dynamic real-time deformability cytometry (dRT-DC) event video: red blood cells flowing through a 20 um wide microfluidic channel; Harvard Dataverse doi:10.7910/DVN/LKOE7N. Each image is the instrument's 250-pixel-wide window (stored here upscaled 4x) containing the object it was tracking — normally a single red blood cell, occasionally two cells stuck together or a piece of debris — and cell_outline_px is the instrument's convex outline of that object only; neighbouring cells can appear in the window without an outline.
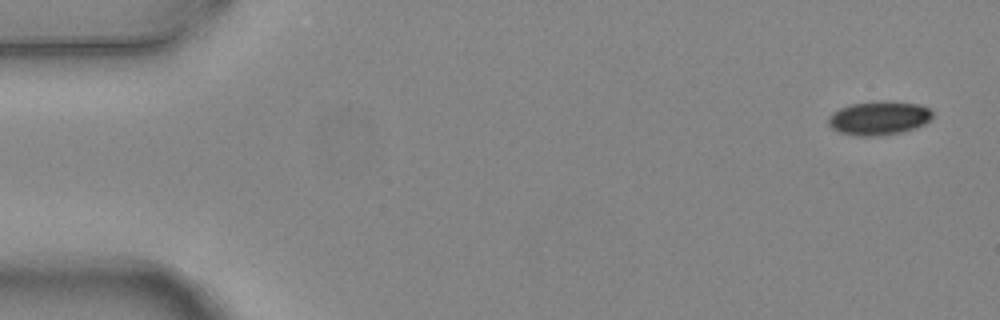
{"species": "common noctule bat (a hibernating species)", "species_latin": "Nyctalus noctula", "temperature_condition": "warm", "stored_images_in_passage": 4, "camera_frame_rate_fps": 3000, "um_per_image_px": 0.085, "animal": {"sex": "female", "body_mass_g": 24.6, "forearm_length_mm": 56.2}, "frame": {"image": 1, "passage_image": 1, "time_ms": 0.0, "image_size_px": [1000, 320], "cell_outline_px": [[932, 116], [924, 124], [916, 128], [900, 132], [880, 136], [856, 136], [840, 132], [832, 128], [828, 124], [828, 116], [832, 112], [840, 108], [852, 104], [888, 100], [920, 104], [928, 108], [932, 112]], "centroid_in_image_um": [74.7, 10.03], "position_along_channel_um": 10.3, "area_um2": 20.58}}
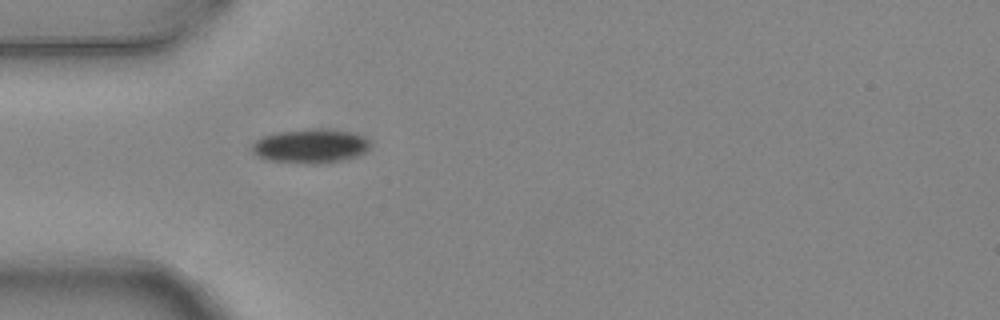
{"frame": {"image": 2, "passage_image": 4, "time_ms": 1.0, "image_size_px": [1000, 320], "cell_outline_px": [[368, 148], [364, 152], [356, 156], [340, 160], [316, 164], [308, 164], [264, 160], [256, 156], [252, 152], [252, 144], [256, 140], [264, 136], [280, 132], [316, 128], [320, 128], [352, 132], [364, 136], [368, 140]], "centroid_in_image_um": [26.35, 12.42], "position_along_channel_um": 58.7, "area_um2": 23.41}}